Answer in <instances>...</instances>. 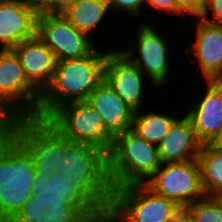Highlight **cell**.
<instances>
[{
	"instance_id": "cell-19",
	"label": "cell",
	"mask_w": 222,
	"mask_h": 222,
	"mask_svg": "<svg viewBox=\"0 0 222 222\" xmlns=\"http://www.w3.org/2000/svg\"><path fill=\"white\" fill-rule=\"evenodd\" d=\"M183 115L157 145L162 164L194 160L200 153L202 143L197 139L190 119L185 113Z\"/></svg>"
},
{
	"instance_id": "cell-14",
	"label": "cell",
	"mask_w": 222,
	"mask_h": 222,
	"mask_svg": "<svg viewBox=\"0 0 222 222\" xmlns=\"http://www.w3.org/2000/svg\"><path fill=\"white\" fill-rule=\"evenodd\" d=\"M193 21H197L195 39L184 52L193 55L205 81H222V26L200 17Z\"/></svg>"
},
{
	"instance_id": "cell-26",
	"label": "cell",
	"mask_w": 222,
	"mask_h": 222,
	"mask_svg": "<svg viewBox=\"0 0 222 222\" xmlns=\"http://www.w3.org/2000/svg\"><path fill=\"white\" fill-rule=\"evenodd\" d=\"M182 16L201 17L205 9V0H174Z\"/></svg>"
},
{
	"instance_id": "cell-30",
	"label": "cell",
	"mask_w": 222,
	"mask_h": 222,
	"mask_svg": "<svg viewBox=\"0 0 222 222\" xmlns=\"http://www.w3.org/2000/svg\"><path fill=\"white\" fill-rule=\"evenodd\" d=\"M9 118L0 109V138H2L9 131Z\"/></svg>"
},
{
	"instance_id": "cell-33",
	"label": "cell",
	"mask_w": 222,
	"mask_h": 222,
	"mask_svg": "<svg viewBox=\"0 0 222 222\" xmlns=\"http://www.w3.org/2000/svg\"><path fill=\"white\" fill-rule=\"evenodd\" d=\"M210 144L213 147H216L218 149L222 150V129L219 131V133L215 136V138L210 142Z\"/></svg>"
},
{
	"instance_id": "cell-11",
	"label": "cell",
	"mask_w": 222,
	"mask_h": 222,
	"mask_svg": "<svg viewBox=\"0 0 222 222\" xmlns=\"http://www.w3.org/2000/svg\"><path fill=\"white\" fill-rule=\"evenodd\" d=\"M10 222H105L82 198L32 195Z\"/></svg>"
},
{
	"instance_id": "cell-25",
	"label": "cell",
	"mask_w": 222,
	"mask_h": 222,
	"mask_svg": "<svg viewBox=\"0 0 222 222\" xmlns=\"http://www.w3.org/2000/svg\"><path fill=\"white\" fill-rule=\"evenodd\" d=\"M111 13L123 11L130 15V18L136 17L140 19L142 11L145 7L144 0H107Z\"/></svg>"
},
{
	"instance_id": "cell-27",
	"label": "cell",
	"mask_w": 222,
	"mask_h": 222,
	"mask_svg": "<svg viewBox=\"0 0 222 222\" xmlns=\"http://www.w3.org/2000/svg\"><path fill=\"white\" fill-rule=\"evenodd\" d=\"M200 18L214 25L222 26V0H206L204 12Z\"/></svg>"
},
{
	"instance_id": "cell-2",
	"label": "cell",
	"mask_w": 222,
	"mask_h": 222,
	"mask_svg": "<svg viewBox=\"0 0 222 222\" xmlns=\"http://www.w3.org/2000/svg\"><path fill=\"white\" fill-rule=\"evenodd\" d=\"M103 48L98 45L85 57L57 62L50 84L41 93L37 119L46 120L64 104L87 101L104 80V65L112 48L104 51Z\"/></svg>"
},
{
	"instance_id": "cell-15",
	"label": "cell",
	"mask_w": 222,
	"mask_h": 222,
	"mask_svg": "<svg viewBox=\"0 0 222 222\" xmlns=\"http://www.w3.org/2000/svg\"><path fill=\"white\" fill-rule=\"evenodd\" d=\"M39 11L26 0L0 3V50L12 49L36 36Z\"/></svg>"
},
{
	"instance_id": "cell-31",
	"label": "cell",
	"mask_w": 222,
	"mask_h": 222,
	"mask_svg": "<svg viewBox=\"0 0 222 222\" xmlns=\"http://www.w3.org/2000/svg\"><path fill=\"white\" fill-rule=\"evenodd\" d=\"M51 0H26V2L35 7L39 12L42 11Z\"/></svg>"
},
{
	"instance_id": "cell-32",
	"label": "cell",
	"mask_w": 222,
	"mask_h": 222,
	"mask_svg": "<svg viewBox=\"0 0 222 222\" xmlns=\"http://www.w3.org/2000/svg\"><path fill=\"white\" fill-rule=\"evenodd\" d=\"M177 222H197L186 210H183Z\"/></svg>"
},
{
	"instance_id": "cell-3",
	"label": "cell",
	"mask_w": 222,
	"mask_h": 222,
	"mask_svg": "<svg viewBox=\"0 0 222 222\" xmlns=\"http://www.w3.org/2000/svg\"><path fill=\"white\" fill-rule=\"evenodd\" d=\"M35 163L8 131L0 138V222H10L33 195Z\"/></svg>"
},
{
	"instance_id": "cell-29",
	"label": "cell",
	"mask_w": 222,
	"mask_h": 222,
	"mask_svg": "<svg viewBox=\"0 0 222 222\" xmlns=\"http://www.w3.org/2000/svg\"><path fill=\"white\" fill-rule=\"evenodd\" d=\"M145 3L147 4L146 6L149 5V7H153L160 12H165V14L181 15L174 0H144Z\"/></svg>"
},
{
	"instance_id": "cell-1",
	"label": "cell",
	"mask_w": 222,
	"mask_h": 222,
	"mask_svg": "<svg viewBox=\"0 0 222 222\" xmlns=\"http://www.w3.org/2000/svg\"><path fill=\"white\" fill-rule=\"evenodd\" d=\"M58 173L104 221L112 206L114 188L108 152L87 143L72 142L61 158Z\"/></svg>"
},
{
	"instance_id": "cell-23",
	"label": "cell",
	"mask_w": 222,
	"mask_h": 222,
	"mask_svg": "<svg viewBox=\"0 0 222 222\" xmlns=\"http://www.w3.org/2000/svg\"><path fill=\"white\" fill-rule=\"evenodd\" d=\"M33 195H51L57 198H81L75 194V186L67 182L59 173L51 176H37L32 186Z\"/></svg>"
},
{
	"instance_id": "cell-21",
	"label": "cell",
	"mask_w": 222,
	"mask_h": 222,
	"mask_svg": "<svg viewBox=\"0 0 222 222\" xmlns=\"http://www.w3.org/2000/svg\"><path fill=\"white\" fill-rule=\"evenodd\" d=\"M197 160L205 196L222 197V150L202 144Z\"/></svg>"
},
{
	"instance_id": "cell-4",
	"label": "cell",
	"mask_w": 222,
	"mask_h": 222,
	"mask_svg": "<svg viewBox=\"0 0 222 222\" xmlns=\"http://www.w3.org/2000/svg\"><path fill=\"white\" fill-rule=\"evenodd\" d=\"M108 159L113 188L145 184L162 164L157 146L131 128L114 137Z\"/></svg>"
},
{
	"instance_id": "cell-22",
	"label": "cell",
	"mask_w": 222,
	"mask_h": 222,
	"mask_svg": "<svg viewBox=\"0 0 222 222\" xmlns=\"http://www.w3.org/2000/svg\"><path fill=\"white\" fill-rule=\"evenodd\" d=\"M179 118L177 115L160 113L156 109L136 111L131 129L149 143L158 145L169 133L171 126Z\"/></svg>"
},
{
	"instance_id": "cell-5",
	"label": "cell",
	"mask_w": 222,
	"mask_h": 222,
	"mask_svg": "<svg viewBox=\"0 0 222 222\" xmlns=\"http://www.w3.org/2000/svg\"><path fill=\"white\" fill-rule=\"evenodd\" d=\"M184 209L145 184L114 188L105 222H177Z\"/></svg>"
},
{
	"instance_id": "cell-20",
	"label": "cell",
	"mask_w": 222,
	"mask_h": 222,
	"mask_svg": "<svg viewBox=\"0 0 222 222\" xmlns=\"http://www.w3.org/2000/svg\"><path fill=\"white\" fill-rule=\"evenodd\" d=\"M111 13L107 0H78L64 16L67 21L90 38Z\"/></svg>"
},
{
	"instance_id": "cell-17",
	"label": "cell",
	"mask_w": 222,
	"mask_h": 222,
	"mask_svg": "<svg viewBox=\"0 0 222 222\" xmlns=\"http://www.w3.org/2000/svg\"><path fill=\"white\" fill-rule=\"evenodd\" d=\"M11 50L19 58L28 81L42 93L50 84L56 69L54 53L37 36L19 43Z\"/></svg>"
},
{
	"instance_id": "cell-24",
	"label": "cell",
	"mask_w": 222,
	"mask_h": 222,
	"mask_svg": "<svg viewBox=\"0 0 222 222\" xmlns=\"http://www.w3.org/2000/svg\"><path fill=\"white\" fill-rule=\"evenodd\" d=\"M197 222H222V197L197 200L185 209Z\"/></svg>"
},
{
	"instance_id": "cell-7",
	"label": "cell",
	"mask_w": 222,
	"mask_h": 222,
	"mask_svg": "<svg viewBox=\"0 0 222 222\" xmlns=\"http://www.w3.org/2000/svg\"><path fill=\"white\" fill-rule=\"evenodd\" d=\"M46 121L72 142L94 145L108 153L112 147L114 136L106 129L100 114L87 101L64 104Z\"/></svg>"
},
{
	"instance_id": "cell-18",
	"label": "cell",
	"mask_w": 222,
	"mask_h": 222,
	"mask_svg": "<svg viewBox=\"0 0 222 222\" xmlns=\"http://www.w3.org/2000/svg\"><path fill=\"white\" fill-rule=\"evenodd\" d=\"M87 102L100 114L114 137L132 127L135 111L104 80L91 92Z\"/></svg>"
},
{
	"instance_id": "cell-9",
	"label": "cell",
	"mask_w": 222,
	"mask_h": 222,
	"mask_svg": "<svg viewBox=\"0 0 222 222\" xmlns=\"http://www.w3.org/2000/svg\"><path fill=\"white\" fill-rule=\"evenodd\" d=\"M137 29L134 34L135 44L125 49L120 46L118 50L144 73L152 86L162 88L168 83L170 75L171 64L168 56L172 55V52L169 54V43H166L163 34H159L158 29L150 22L138 24Z\"/></svg>"
},
{
	"instance_id": "cell-8",
	"label": "cell",
	"mask_w": 222,
	"mask_h": 222,
	"mask_svg": "<svg viewBox=\"0 0 222 222\" xmlns=\"http://www.w3.org/2000/svg\"><path fill=\"white\" fill-rule=\"evenodd\" d=\"M41 93L28 81L19 58L0 50V109L9 118H36Z\"/></svg>"
},
{
	"instance_id": "cell-16",
	"label": "cell",
	"mask_w": 222,
	"mask_h": 222,
	"mask_svg": "<svg viewBox=\"0 0 222 222\" xmlns=\"http://www.w3.org/2000/svg\"><path fill=\"white\" fill-rule=\"evenodd\" d=\"M205 84L201 100L185 113L202 144L210 143L222 129V81H206Z\"/></svg>"
},
{
	"instance_id": "cell-28",
	"label": "cell",
	"mask_w": 222,
	"mask_h": 222,
	"mask_svg": "<svg viewBox=\"0 0 222 222\" xmlns=\"http://www.w3.org/2000/svg\"><path fill=\"white\" fill-rule=\"evenodd\" d=\"M76 1L78 0H51L41 12L47 16L64 17Z\"/></svg>"
},
{
	"instance_id": "cell-12",
	"label": "cell",
	"mask_w": 222,
	"mask_h": 222,
	"mask_svg": "<svg viewBox=\"0 0 222 222\" xmlns=\"http://www.w3.org/2000/svg\"><path fill=\"white\" fill-rule=\"evenodd\" d=\"M36 36L54 53L57 62L89 55L98 43L71 25L65 17H37Z\"/></svg>"
},
{
	"instance_id": "cell-13",
	"label": "cell",
	"mask_w": 222,
	"mask_h": 222,
	"mask_svg": "<svg viewBox=\"0 0 222 222\" xmlns=\"http://www.w3.org/2000/svg\"><path fill=\"white\" fill-rule=\"evenodd\" d=\"M149 80L119 50L114 48L108 53L104 65V81L126 102L135 112L145 105V81ZM143 104V105H142Z\"/></svg>"
},
{
	"instance_id": "cell-6",
	"label": "cell",
	"mask_w": 222,
	"mask_h": 222,
	"mask_svg": "<svg viewBox=\"0 0 222 222\" xmlns=\"http://www.w3.org/2000/svg\"><path fill=\"white\" fill-rule=\"evenodd\" d=\"M9 132L33 157L37 176L58 173L61 158L72 143L46 120L34 117L10 119Z\"/></svg>"
},
{
	"instance_id": "cell-10",
	"label": "cell",
	"mask_w": 222,
	"mask_h": 222,
	"mask_svg": "<svg viewBox=\"0 0 222 222\" xmlns=\"http://www.w3.org/2000/svg\"><path fill=\"white\" fill-rule=\"evenodd\" d=\"M145 185L154 193L174 201L184 210L205 197L197 159L163 163Z\"/></svg>"
}]
</instances>
